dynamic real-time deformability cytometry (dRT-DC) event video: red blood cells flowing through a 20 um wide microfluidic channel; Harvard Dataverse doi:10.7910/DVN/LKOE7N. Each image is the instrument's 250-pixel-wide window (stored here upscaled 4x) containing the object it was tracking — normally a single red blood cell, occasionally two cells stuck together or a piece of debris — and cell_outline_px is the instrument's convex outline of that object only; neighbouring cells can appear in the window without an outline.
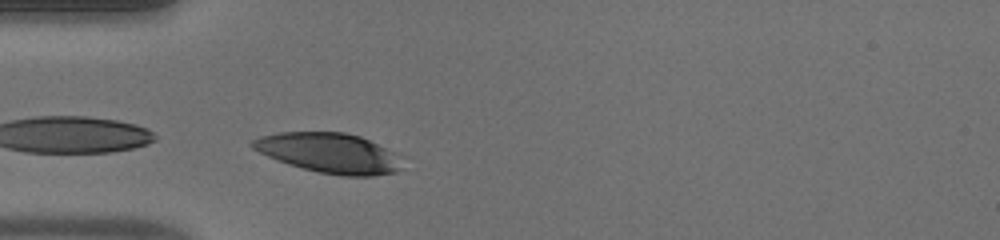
{"species": "human", "species_latin": "Homo sapiens", "temperature_condition": "warm", "stored_images_in_passage": 22, "camera_frame_rate_fps": 3000, "um_per_image_px": 0.085, "donor": {"sex": "male"}, "frame": {"image": 1, "passage_image": 1, "time_ms": 0.0, "image_size_px": [1000, 240], "cell_outline_px": [[404, 156], [400, 168], [396, 172], [372, 176], [340, 176], [320, 172], [288, 164], [268, 156], [252, 148], [248, 144], [252, 140], [260, 136], [280, 132], [344, 132], [360, 136], [396, 152]], "centroid_in_image_um": [28.03, 13.0], "position_along_channel_um": 57.0, "area_um2": 35.03}}
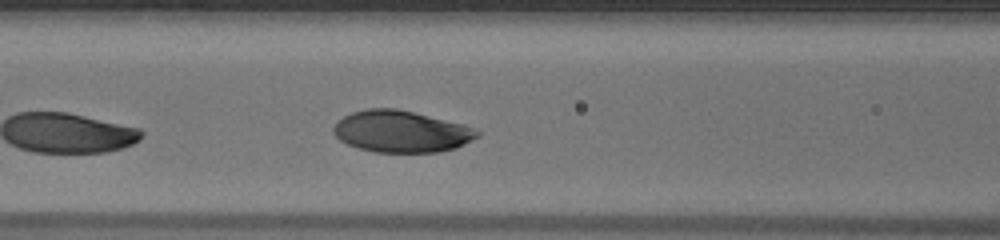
{"frame": {"image": 2, "passage_image": 7, "time_ms": 2.0, "image_size_px": [1000, 240], "cell_outline_px": [[480, 136], [456, 148], [440, 152], [376, 152], [360, 148], [348, 144], [340, 140], [332, 132], [332, 128], [344, 116], [352, 112], [368, 108], [396, 108], [464, 124], [480, 132]], "centroid_in_image_um": [34.11, 11.18], "position_along_channel_um": 132.5, "area_um2": 34.8}}